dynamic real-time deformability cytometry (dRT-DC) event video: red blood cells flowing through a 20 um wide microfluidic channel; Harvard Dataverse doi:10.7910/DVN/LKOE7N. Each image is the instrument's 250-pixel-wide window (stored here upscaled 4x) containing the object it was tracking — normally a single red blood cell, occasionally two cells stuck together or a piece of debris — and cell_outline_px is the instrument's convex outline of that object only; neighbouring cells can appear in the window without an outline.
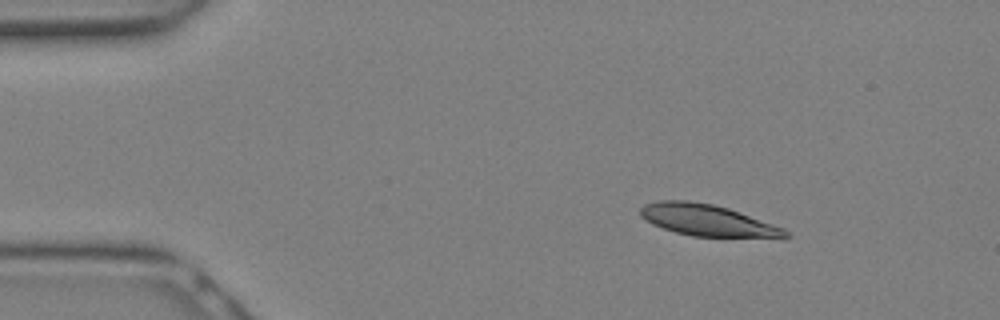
{"species": "Egyptian fruit bat (a non-hibernating species)", "species_latin": "Rousettus aegyptiacus", "temperature_condition": "warm", "stored_images_in_passage": 9, "camera_frame_rate_fps": 3000, "um_per_image_px": 0.085, "animal": {"sex": "female"}, "frame": {"image": 1, "passage_image": 3, "time_ms": 0.667, "image_size_px": [1000, 320], "cell_outline_px": [[792, 236], [692, 236], [676, 232], [652, 224], [640, 216], [640, 208], [644, 204], [656, 200], [688, 200], [712, 204], [728, 208], [740, 212], [784, 228]], "centroid_in_image_um": [60.03, 18.68], "position_along_channel_um": 25.0, "area_um2": 26.07}}
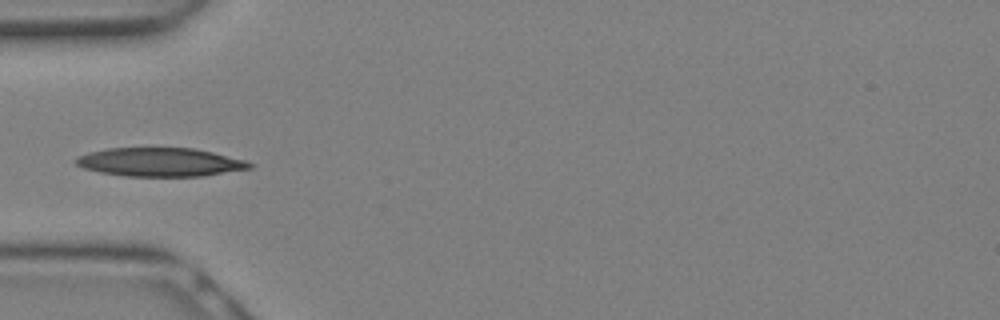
{"frame": {"image": 2, "passage_image": 8, "time_ms": 2.333, "image_size_px": [1000, 320], "cell_outline_px": [[256, 164], [252, 168], [200, 176], [128, 176], [100, 172], [84, 168], [76, 164], [76, 156], [88, 152], [108, 148], [192, 148], [212, 152], [248, 160]], "centroid_in_image_um": [13.64, 13.77], "position_along_channel_um": 71.4, "area_um2": 28.96}}